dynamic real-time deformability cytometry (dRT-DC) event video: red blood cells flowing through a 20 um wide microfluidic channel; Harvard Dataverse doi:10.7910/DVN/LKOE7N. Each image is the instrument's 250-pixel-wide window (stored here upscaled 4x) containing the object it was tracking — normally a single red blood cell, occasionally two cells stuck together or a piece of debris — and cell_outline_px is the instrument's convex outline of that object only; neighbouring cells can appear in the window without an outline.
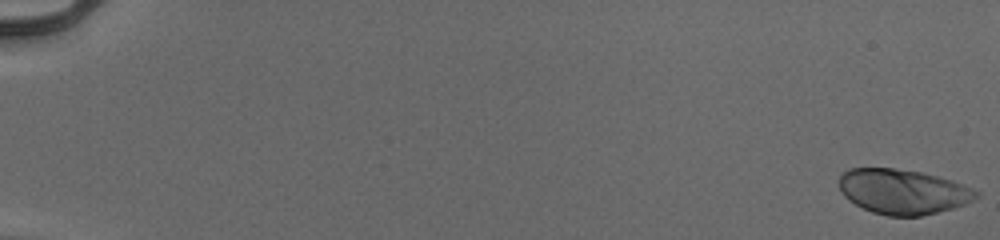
{"species": "human", "species_latin": "Homo sapiens", "temperature_condition": "cold", "stored_images_in_passage": 55, "camera_frame_rate_fps": 3000, "um_per_image_px": 0.085, "donor": {"sex": "male"}, "frame": {"image": 1, "passage_image": 1, "time_ms": 0.0, "image_size_px": [1000, 240], "cell_outline_px": [[980, 196], [964, 204], [952, 208], [920, 216], [888, 216], [872, 212], [848, 200], [840, 192], [840, 176], [848, 168], [896, 168], [920, 172], [936, 176], [960, 184], [980, 192]], "centroid_in_image_um": [76.71, 16.29], "position_along_channel_um": 8.3, "area_um2": 35.55}}
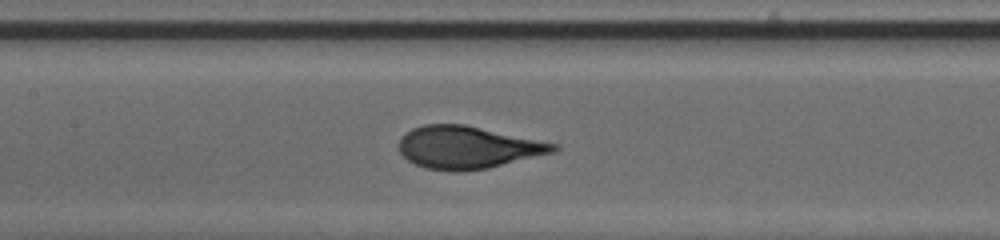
{"frame": {"image": 2, "passage_image": 29, "time_ms": 9.333, "image_size_px": [1000, 240], "cell_outline_px": [[560, 148], [556, 152], [488, 168], [464, 172], [448, 172], [424, 168], [408, 160], [400, 152], [400, 136], [412, 128], [424, 124], [464, 124], [560, 144]], "centroid_in_image_um": [39.78, 12.54], "position_along_channel_um": 167.6, "area_um2": 38.61}}
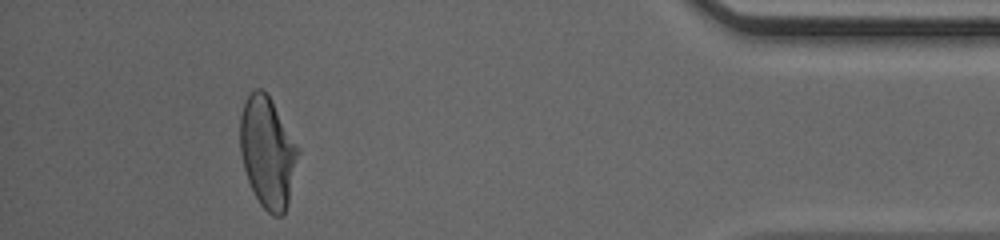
{"frame": {"image": 3, "passage_image": 51, "time_ms": 16.667, "image_size_px": [1000, 240], "cell_outline_px": [[300, 152], [288, 204], [284, 216], [272, 216], [260, 204], [248, 180], [244, 168], [240, 152], [240, 116], [244, 100], [256, 88], [260, 88], [272, 100], [300, 148]], "centroid_in_image_um": [22.76, 12.95], "position_along_channel_um": 412.4, "area_um2": 37.69}}